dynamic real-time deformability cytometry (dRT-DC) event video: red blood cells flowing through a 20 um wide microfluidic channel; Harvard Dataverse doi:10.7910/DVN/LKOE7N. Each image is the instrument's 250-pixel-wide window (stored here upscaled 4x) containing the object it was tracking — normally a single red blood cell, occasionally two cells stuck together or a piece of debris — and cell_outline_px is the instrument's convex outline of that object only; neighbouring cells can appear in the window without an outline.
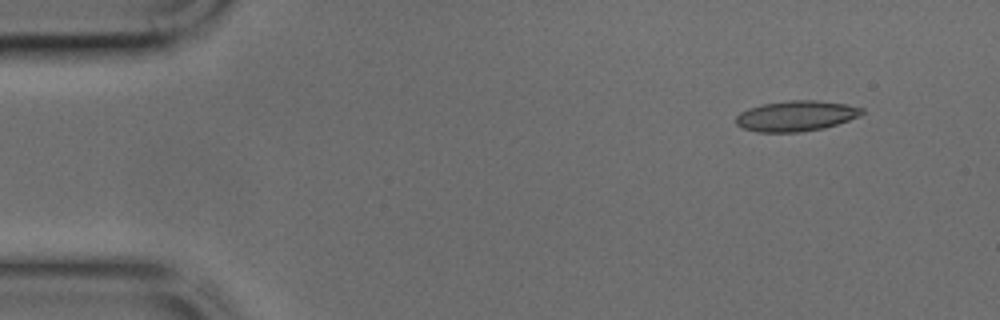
{"species": "common noctule bat (a hibernating species)", "species_latin": "Nyctalus noctula", "temperature_condition": "cold", "stored_images_in_passage": 34, "camera_frame_rate_fps": 3000, "um_per_image_px": 0.085, "animal": {"sex": "male", "body_mass_g": 17.9, "forearm_length_mm": 54.2}, "frame": {"image": 1, "passage_image": 1, "time_ms": 0.0, "image_size_px": [1000, 320], "cell_outline_px": [[864, 112], [860, 116], [824, 128], [800, 132], [756, 132], [744, 128], [736, 124], [736, 116], [740, 112], [748, 108], [764, 104], [788, 100], [816, 100], [848, 104], [864, 108]], "centroid_in_image_um": [67.68, 9.85], "position_along_channel_um": 17.3, "area_um2": 22.43}}
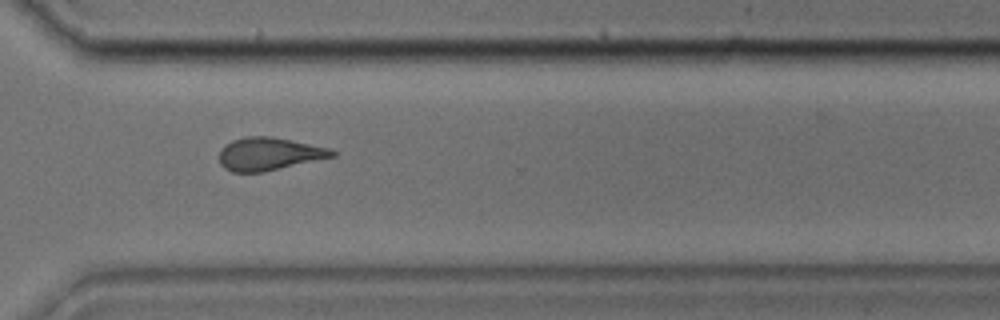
{"frame": {"image": 2, "passage_image": 29, "time_ms": 9.333, "image_size_px": [1000, 320], "cell_outline_px": [[336, 156], [260, 172], [232, 172], [224, 168], [220, 164], [220, 148], [224, 144], [232, 140], [244, 136], [272, 136], [328, 148], [336, 152]], "centroid_in_image_um": [22.81, 13.07], "position_along_channel_um": 347.8, "area_um2": 21.44}}
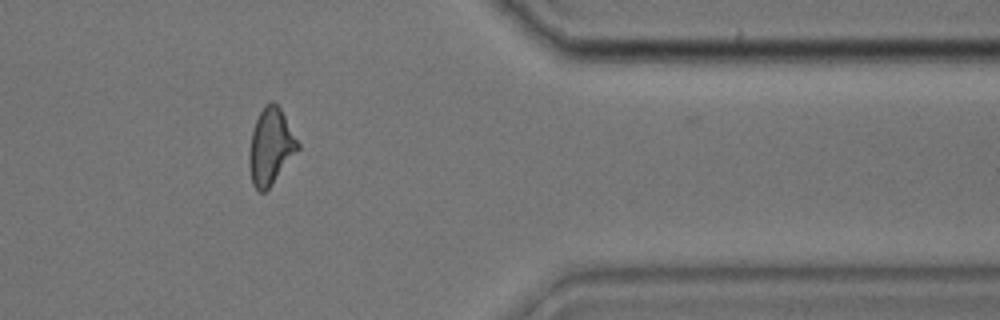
{"frame": {"image": 3, "passage_image": 33, "time_ms": 10.667, "image_size_px": [1000, 320], "cell_outline_px": [[300, 148], [272, 184], [264, 192], [260, 192], [252, 184], [248, 164], [248, 156], [252, 132], [256, 120], [264, 104], [272, 100], [280, 108], [300, 144]], "centroid_in_image_um": [23.0, 12.46], "position_along_channel_um": 388.4, "area_um2": 21.5}}